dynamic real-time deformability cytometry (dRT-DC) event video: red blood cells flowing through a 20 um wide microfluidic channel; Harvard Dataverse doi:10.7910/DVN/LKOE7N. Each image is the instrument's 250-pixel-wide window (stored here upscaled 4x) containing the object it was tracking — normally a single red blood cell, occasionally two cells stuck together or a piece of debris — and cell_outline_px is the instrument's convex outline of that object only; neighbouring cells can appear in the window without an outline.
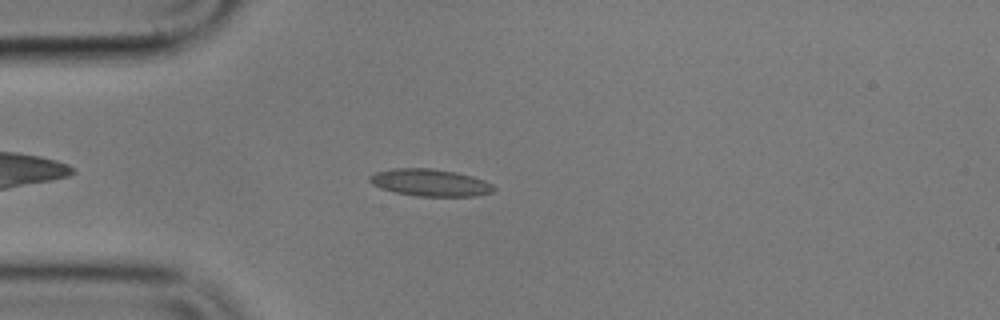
{"species": "common noctule bat (a hibernating species)", "species_latin": "Nyctalus noctula", "temperature_condition": "cold", "stored_images_in_passage": 44, "camera_frame_rate_fps": 3000, "um_per_image_px": 0.085, "animal": {"sex": "male", "body_mass_g": 17.9}, "frame": {"image": 1, "passage_image": 3, "time_ms": 0.667, "image_size_px": [1000, 320], "cell_outline_px": [[496, 188], [492, 192], [476, 196], [416, 196], [396, 192], [380, 188], [372, 184], [368, 180], [368, 176], [376, 172], [392, 168], [432, 168], [456, 172], [472, 176], [484, 180], [492, 184]], "centroid_in_image_um": [36.55, 15.52], "position_along_channel_um": 48.5, "area_um2": 19.71}}
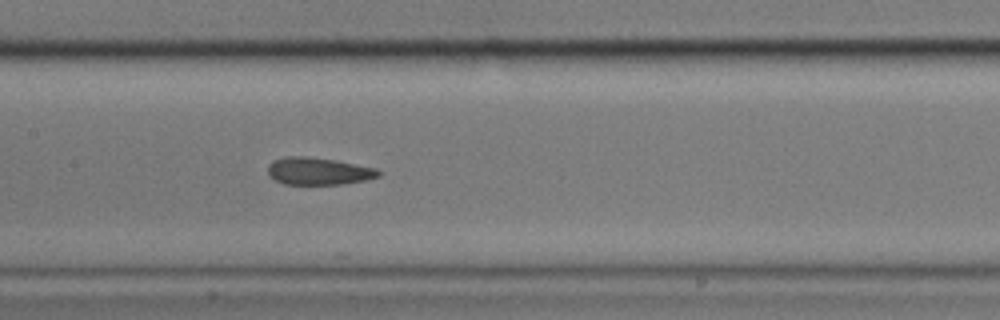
{"frame": {"image": 2, "passage_image": 15, "time_ms": 4.667, "image_size_px": [1000, 320], "cell_outline_px": [[384, 172], [380, 176], [368, 180], [344, 184], [284, 184], [268, 176], [268, 164], [272, 160], [284, 156], [304, 156], [336, 160], [376, 168]], "centroid_in_image_um": [27.09, 14.55], "position_along_channel_um": 180.3, "area_um2": 17.92}}
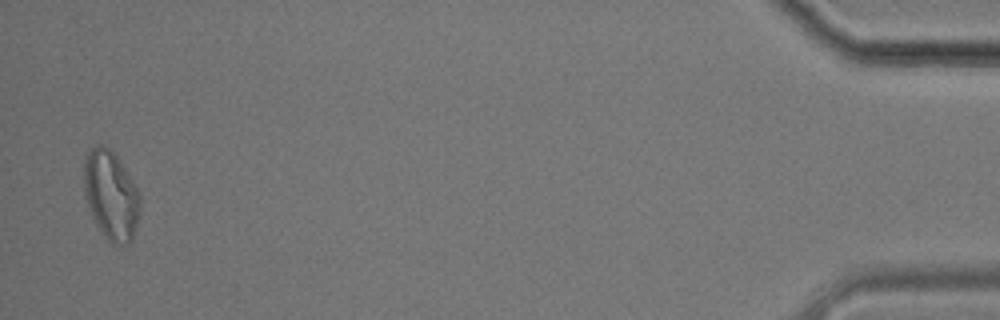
{"frame": {"image": 3, "passage_image": 43, "time_ms": 14.0, "image_size_px": [1000, 320], "cell_outline_px": [[140, 208], [132, 240], [128, 244], [112, 244], [108, 240], [96, 224], [92, 216], [84, 196], [84, 156], [96, 144], [100, 144], [108, 148], [116, 156], [140, 192]], "centroid_in_image_um": [9.42, 16.59], "position_along_channel_um": 425.8, "area_um2": 28.96}, "authors_computed_cell_mechanics": {"area_um2": 19.074, "velocity_mm_per_s": 3.5676, "shape_relaxation_time_tau1_ms": null, "shape_relaxation_time_tau2_ms": 2.2726, "deformation_change_tau1": null, "deformation_change_tau2": 0.1045}}